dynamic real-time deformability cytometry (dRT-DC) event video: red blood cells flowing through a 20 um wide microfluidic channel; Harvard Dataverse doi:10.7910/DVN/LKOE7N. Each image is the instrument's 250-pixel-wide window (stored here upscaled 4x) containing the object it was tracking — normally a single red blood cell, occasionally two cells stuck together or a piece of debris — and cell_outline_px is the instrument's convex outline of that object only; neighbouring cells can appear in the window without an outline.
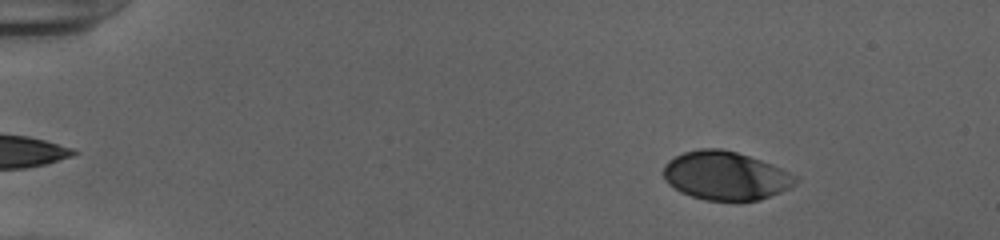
{"species": "human", "species_latin": "Homo sapiens", "temperature_condition": "cold", "stored_images_in_passage": 50, "camera_frame_rate_fps": 3000, "um_per_image_px": 0.085, "donor": {"sex": "female"}, "frame": {"image": 1, "passage_image": 5, "time_ms": 1.333, "image_size_px": [1000, 240], "cell_outline_px": [[800, 180], [796, 184], [780, 192], [760, 200], [704, 200], [680, 192], [668, 184], [664, 180], [664, 164], [668, 160], [684, 152], [700, 148], [720, 148], [736, 152], [772, 164], [800, 176]], "centroid_in_image_um": [61.69, 14.93], "position_along_channel_um": 23.3, "area_um2": 37.51}}
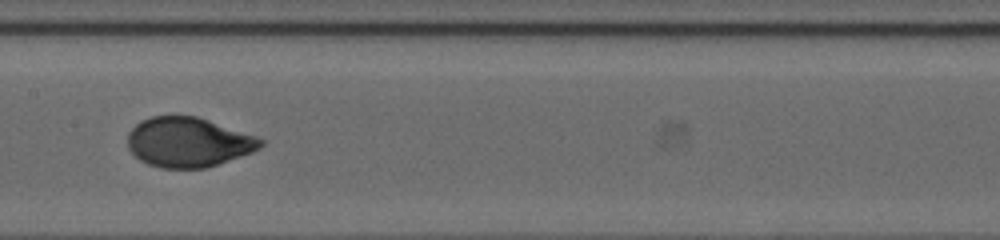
{"frame": {"image": 2, "passage_image": 26, "time_ms": 8.333, "image_size_px": [1000, 240], "cell_outline_px": [[264, 144], [260, 148], [252, 152], [204, 168], [160, 168], [148, 164], [140, 160], [128, 148], [128, 132], [140, 120], [152, 116], [196, 116], [256, 136], [264, 140]], "centroid_in_image_um": [15.98, 12.08], "position_along_channel_um": 191.4, "area_um2": 38.26}}
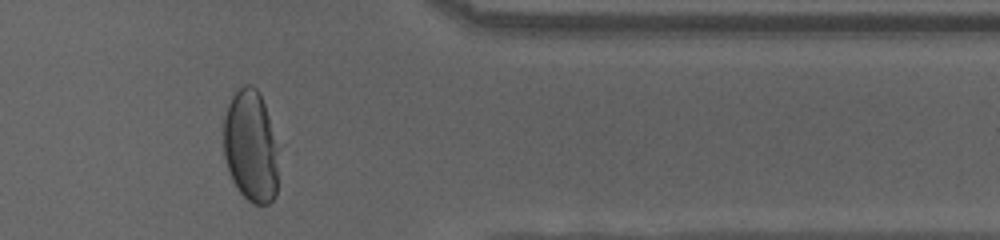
{"frame": {"image": 3, "passage_image": 42, "time_ms": 13.667, "image_size_px": [1000, 240], "cell_outline_px": [[284, 144], [276, 196], [268, 204], [252, 204], [240, 192], [232, 180], [224, 156], [224, 116], [228, 104], [232, 96], [244, 84], [252, 84], [260, 92]], "centroid_in_image_um": [21.45, 12.41], "position_along_channel_um": 389.9, "area_um2": 38.32}, "authors_computed_cell_mechanics": {"area_um2": 38.7549, "velocity_mm_per_s": 3.9295, "shape_relaxation_time_tau1_ms": 3.6059, "shape_relaxation_time_tau2_ms": null, "deformation_change_tau1": 0.1847, "deformation_change_tau2": null}}